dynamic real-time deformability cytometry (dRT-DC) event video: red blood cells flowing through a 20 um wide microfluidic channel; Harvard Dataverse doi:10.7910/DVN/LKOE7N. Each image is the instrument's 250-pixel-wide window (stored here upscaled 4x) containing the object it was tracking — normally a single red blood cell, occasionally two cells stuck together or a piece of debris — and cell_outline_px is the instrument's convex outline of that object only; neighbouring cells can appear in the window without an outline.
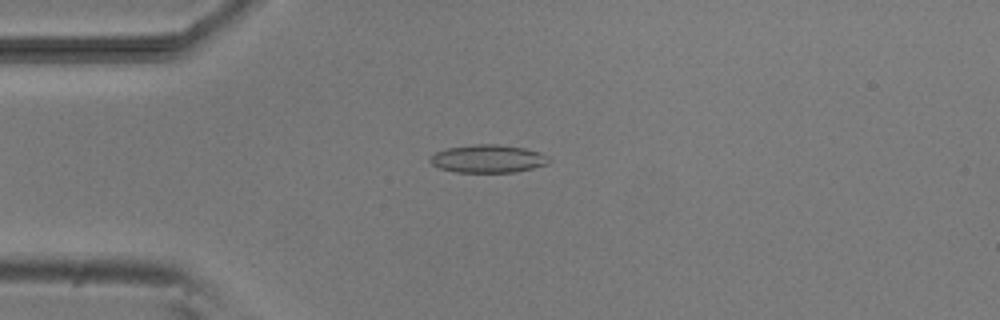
{"species": "common noctule bat (a hibernating species)", "species_latin": "Nyctalus noctula", "temperature_condition": "room temperature", "stored_images_in_passage": 3, "camera_frame_rate_fps": 3000, "um_per_image_px": 0.085, "animal": {"sex": "male", "body_mass_g": 20.5, "forearm_length_mm": 52.5}, "frame": {"image": 1, "passage_image": 3, "time_ms": 2.333, "image_size_px": [1000, 320], "cell_outline_px": [[548, 164], [516, 172], [456, 172], [440, 168], [432, 164], [428, 160], [436, 152], [448, 148], [472, 144], [496, 144], [524, 148], [540, 152], [548, 156]], "centroid_in_image_um": [41.48, 13.49], "position_along_channel_um": 43.5, "area_um2": 19.25}}